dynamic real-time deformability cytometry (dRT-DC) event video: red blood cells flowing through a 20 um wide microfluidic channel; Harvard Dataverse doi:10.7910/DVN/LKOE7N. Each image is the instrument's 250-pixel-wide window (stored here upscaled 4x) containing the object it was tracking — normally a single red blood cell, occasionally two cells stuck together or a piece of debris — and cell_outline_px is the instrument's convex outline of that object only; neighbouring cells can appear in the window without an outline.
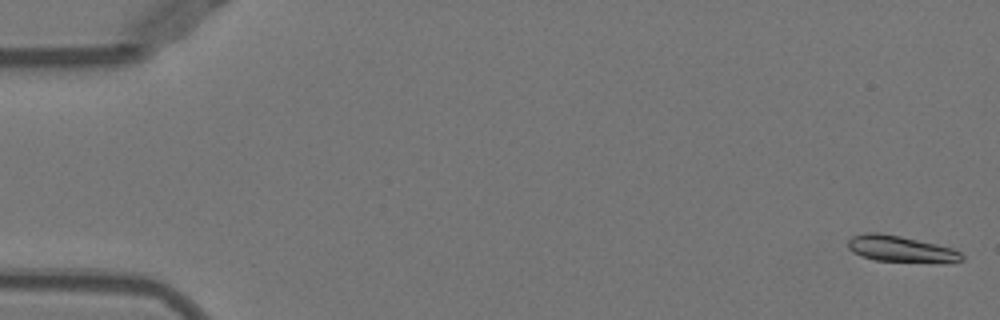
{"species": "Egyptian fruit bat (a non-hibernating species)", "species_latin": "Rousettus aegyptiacus", "temperature_condition": "warm", "stored_images_in_passage": 51, "camera_frame_rate_fps": 3000, "um_per_image_px": 0.085, "animal": {"sex": "female"}, "frame": {"image": 1, "passage_image": 1, "time_ms": 0.0, "image_size_px": [1000, 320], "cell_outline_px": [[964, 260], [944, 264], [876, 260], [860, 256], [852, 252], [848, 248], [848, 240], [852, 236], [864, 232], [880, 232], [900, 236], [936, 244], [952, 248], [960, 252], [964, 256]], "centroid_in_image_um": [76.59, 21.18], "position_along_channel_um": 8.4, "area_um2": 17.86}}
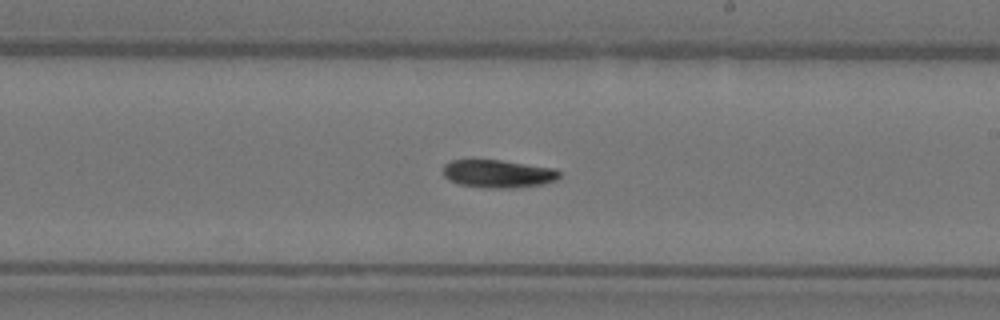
{"frame": {"image": 2, "passage_image": 30, "time_ms": 9.667, "image_size_px": [1000, 320], "cell_outline_px": [[560, 176], [556, 180], [544, 184], [512, 188], [488, 188], [460, 184], [448, 180], [444, 176], [444, 164], [452, 160], [500, 160], [556, 168], [560, 172]], "centroid_in_image_um": [42.36, 14.77], "position_along_channel_um": 246.6, "area_um2": 18.96}}
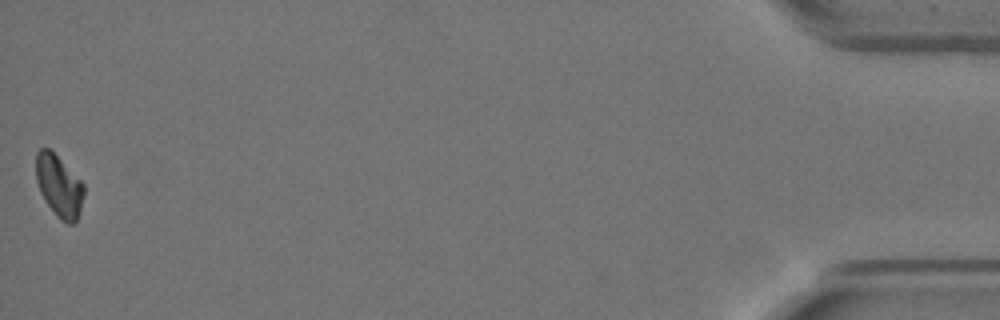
{"frame": {"image": 3, "passage_image": 51, "time_ms": 16.667, "image_size_px": [1000, 320], "cell_outline_px": [[84, 192], [80, 208], [76, 220], [72, 224], [68, 224], [60, 220], [56, 216], [44, 200], [40, 192], [36, 180], [36, 152], [40, 148], [48, 148], [84, 184]], "centroid_in_image_um": [4.99, 15.83], "position_along_channel_um": 430.2, "area_um2": 16.99}, "authors_computed_cell_mechanics": {"area_um2": 18.496, "velocity_mm_per_s": 3.9731, "shape_relaxation_time_tau1_ms": 6.18, "shape_relaxation_time_tau2_ms": null, "deformation_change_tau1": 0.2, "deformation_change_tau2": null}}